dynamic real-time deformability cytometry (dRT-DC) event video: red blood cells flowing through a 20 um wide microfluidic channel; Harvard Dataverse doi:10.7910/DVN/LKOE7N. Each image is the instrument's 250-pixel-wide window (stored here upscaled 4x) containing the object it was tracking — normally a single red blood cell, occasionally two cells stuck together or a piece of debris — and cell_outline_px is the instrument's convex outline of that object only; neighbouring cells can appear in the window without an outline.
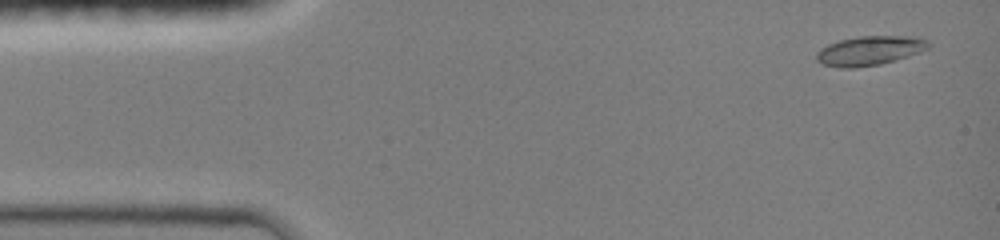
{"species": "common noctule bat (a hibernating species)", "species_latin": "Nyctalus noctula", "temperature_condition": "room temperature", "stored_images_in_passage": 10, "camera_frame_rate_fps": 3000, "um_per_image_px": 0.085, "animal": {"sex": "female", "body_mass_g": 19.0, "forearm_length_mm": 51.5}, "frame": {"image": 1, "passage_image": 1, "time_ms": 0.0, "image_size_px": [1000, 240], "cell_outline_px": [[932, 44], [928, 48], [920, 52], [908, 56], [880, 64], [852, 68], [840, 68], [824, 64], [816, 60], [816, 52], [820, 48], [828, 44], [840, 40], [860, 36], [912, 36], [928, 40]], "centroid_in_image_um": [73.92, 4.3], "position_along_channel_um": 11.1, "area_um2": 19.13}}
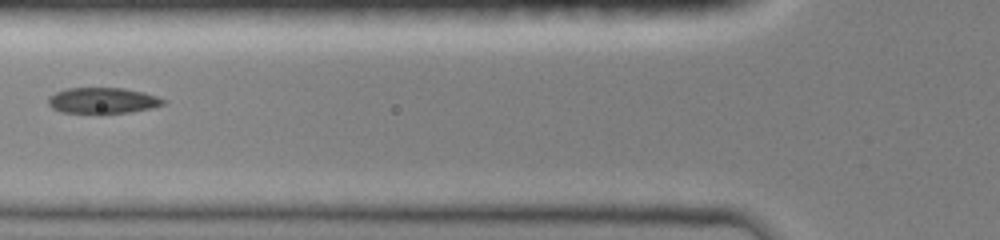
{"frame": {"image": 2, "passage_image": 6, "time_ms": 5.0, "image_size_px": [1000, 240], "cell_outline_px": [[168, 100], [164, 104], [148, 108], [128, 112], [100, 116], [96, 116], [60, 112], [52, 108], [48, 104], [48, 96], [56, 92], [68, 88], [124, 88], [144, 92]], "centroid_in_image_um": [8.68, 8.59], "position_along_channel_um": 117.1, "area_um2": 18.09}}
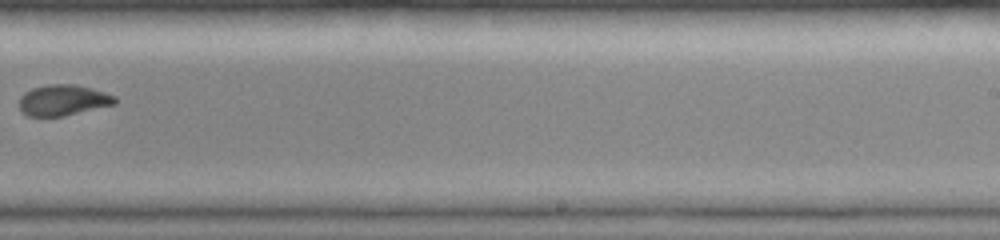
{"frame": {"image": 3, "passage_image": 10, "time_ms": 9.0, "image_size_px": [1000, 240], "cell_outline_px": [[116, 104], [64, 116], [28, 116], [20, 108], [20, 96], [24, 92], [32, 88], [48, 84], [72, 84], [92, 88], [116, 96]], "centroid_in_image_um": [5.37, 8.51], "position_along_channel_um": 283.6, "area_um2": 17.17}}